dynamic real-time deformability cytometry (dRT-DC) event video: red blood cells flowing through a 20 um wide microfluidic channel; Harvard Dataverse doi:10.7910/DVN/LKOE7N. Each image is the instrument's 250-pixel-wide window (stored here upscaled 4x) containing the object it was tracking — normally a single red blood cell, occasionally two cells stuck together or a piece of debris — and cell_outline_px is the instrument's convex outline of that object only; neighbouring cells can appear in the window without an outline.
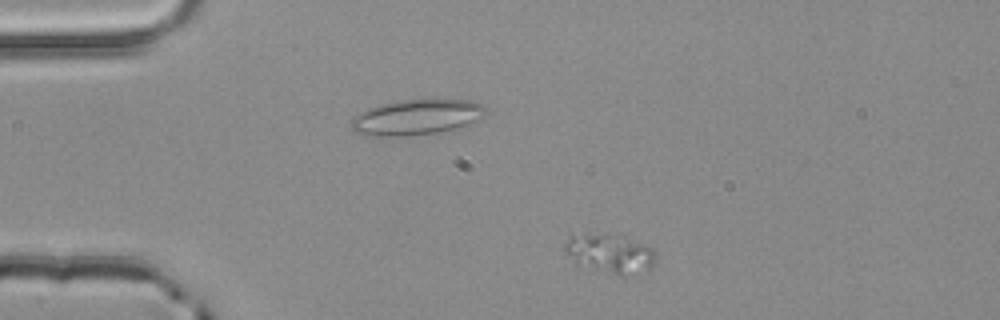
{"species": "common noctule bat (a hibernating species)", "species_latin": "Nyctalus noctula", "temperature_condition": "room temperature", "stored_images_in_passage": 3, "segment_of_instrument_passage": [1, 2], "camera_frame_rate_fps": 3000, "um_per_image_px": 0.085, "animal": {"sex": "male", "body_mass_g": 20.4}, "frame": {"image": 1, "passage_image": 1, "time_ms": 0.0, "image_size_px": [1000, 320], "cell_outline_px": [[652, 268], [648, 272], [620, 276], [616, 276], [576, 264], [564, 252], [564, 244], [568, 236], [572, 232], [612, 236], [644, 244], [652, 252]], "centroid_in_image_um": [51.73, 21.59], "position_along_channel_um": 33.3, "area_um2": 20.46}}